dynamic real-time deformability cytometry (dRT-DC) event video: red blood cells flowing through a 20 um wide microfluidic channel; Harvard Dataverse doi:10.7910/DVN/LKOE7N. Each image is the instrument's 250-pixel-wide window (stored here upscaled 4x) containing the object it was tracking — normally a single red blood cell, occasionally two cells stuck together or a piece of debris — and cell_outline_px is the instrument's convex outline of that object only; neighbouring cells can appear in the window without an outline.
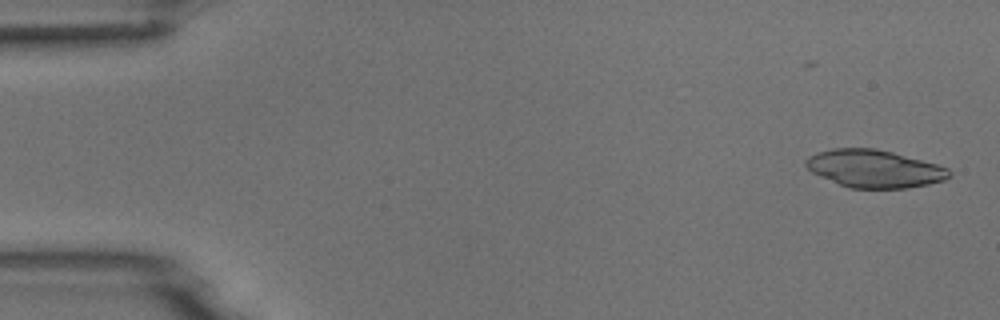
{"species": "common noctule bat (a hibernating species)", "species_latin": "Nyctalus noctula", "temperature_condition": "room temperature", "stored_images_in_passage": 5, "camera_frame_rate_fps": 3000, "um_per_image_px": 0.085, "animal": {"sex": "male", "body_mass_g": 18.8}, "frame": {"image": 1, "passage_image": 1, "time_ms": 0.0, "image_size_px": [1000, 320], "cell_outline_px": [[952, 176], [944, 180], [928, 184], [908, 188], [848, 188], [820, 176], [812, 172], [804, 164], [804, 160], [808, 156], [816, 152], [832, 148], [872, 148], [892, 152], [936, 164], [948, 168], [952, 172]], "centroid_in_image_um": [74.3, 14.34], "position_along_channel_um": 10.7, "area_um2": 31.5}}